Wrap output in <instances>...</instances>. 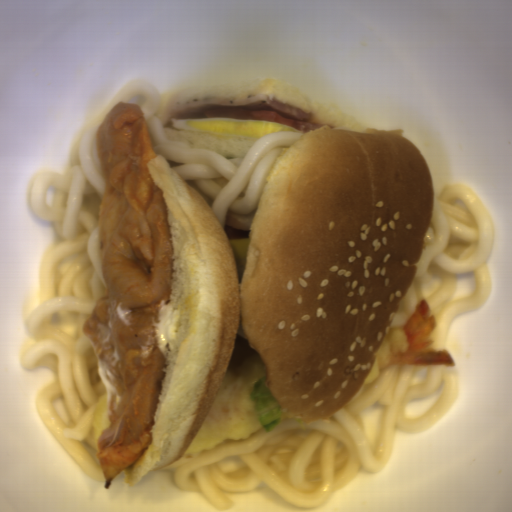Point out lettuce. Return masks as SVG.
I'll return each instance as SVG.
<instances>
[{
    "instance_id": "lettuce-1",
    "label": "lettuce",
    "mask_w": 512,
    "mask_h": 512,
    "mask_svg": "<svg viewBox=\"0 0 512 512\" xmlns=\"http://www.w3.org/2000/svg\"><path fill=\"white\" fill-rule=\"evenodd\" d=\"M249 396L259 422L270 433L280 421L281 407L268 390L266 376L255 382Z\"/></svg>"
}]
</instances>
